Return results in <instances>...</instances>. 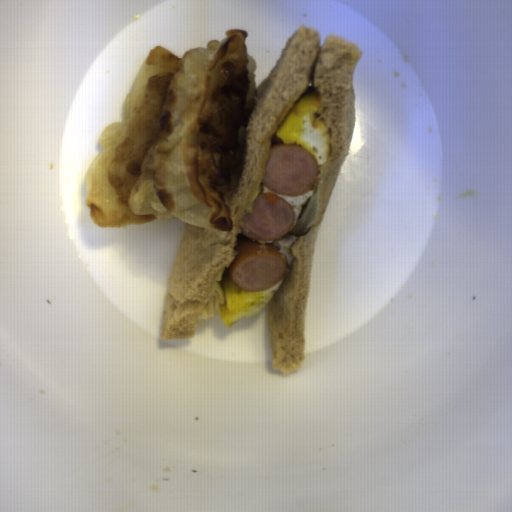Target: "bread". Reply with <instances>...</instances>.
Masks as SVG:
<instances>
[{
    "instance_id": "8d2b1439",
    "label": "bread",
    "mask_w": 512,
    "mask_h": 512,
    "mask_svg": "<svg viewBox=\"0 0 512 512\" xmlns=\"http://www.w3.org/2000/svg\"><path fill=\"white\" fill-rule=\"evenodd\" d=\"M352 40L301 26L287 41L269 76L256 87L254 110L245 128L242 172L229 209L232 229L215 231L185 222L165 294L160 341L194 338L199 314L218 272L230 275L238 252L240 220L263 193V175L274 137L306 94L320 98L318 115L329 130V155L317 166L312 196L290 231L293 264H286L281 286L268 304L272 369L297 372L303 364L307 305L321 225L352 147L356 125L354 74L362 55Z\"/></svg>"
}]
</instances>
